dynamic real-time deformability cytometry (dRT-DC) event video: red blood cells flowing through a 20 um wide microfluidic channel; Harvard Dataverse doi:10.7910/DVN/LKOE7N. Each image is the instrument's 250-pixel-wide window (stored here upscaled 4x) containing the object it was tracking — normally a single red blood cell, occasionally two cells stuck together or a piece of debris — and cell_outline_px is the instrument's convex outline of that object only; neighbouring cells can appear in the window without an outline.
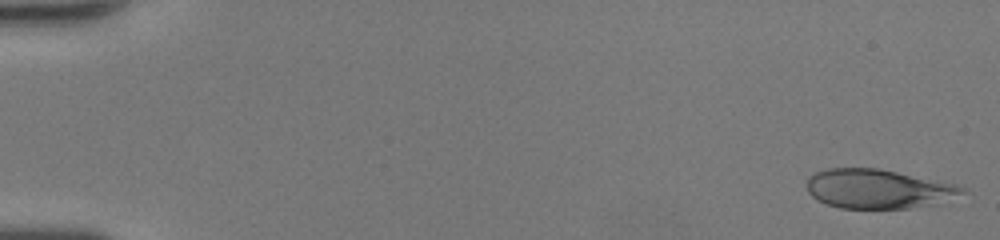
{"species": "human", "species_latin": "Homo sapiens", "temperature_condition": "room temperature", "stored_images_in_passage": 48, "camera_frame_rate_fps": 3000, "um_per_image_px": 0.085, "donor": {"sex": "female"}, "frame": {"image": 1, "passage_image": 1, "time_ms": 0.0, "image_size_px": [1000, 240], "cell_outline_px": [[964, 192], [940, 204], [908, 208], [840, 208], [816, 200], [808, 192], [808, 176], [816, 172], [828, 168], [880, 168], [956, 184], [964, 188]], "centroid_in_image_um": [74.64, 16.05], "position_along_channel_um": 10.4, "area_um2": 35.55}}
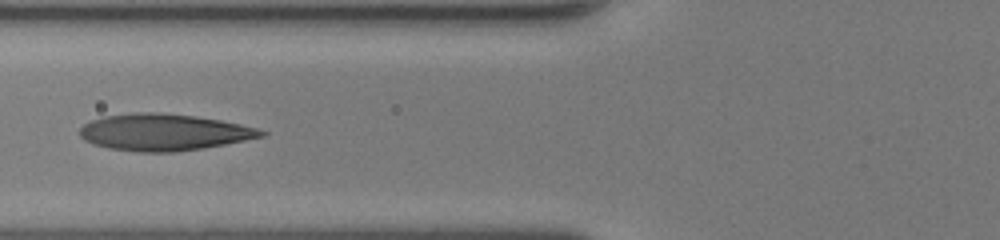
{"frame": {"image": 2, "passage_image": 20, "time_ms": 6.333, "image_size_px": [1000, 240], "cell_outline_px": [[268, 132], [264, 136], [204, 148], [172, 152], [140, 152], [108, 148], [84, 140], [80, 136], [80, 128], [84, 124], [92, 120], [104, 116], [136, 112], [156, 112], [192, 116], [220, 120], [240, 124], [256, 128]], "centroid_in_image_um": [13.91, 11.24], "position_along_channel_um": 111.9, "area_um2": 38.44}}
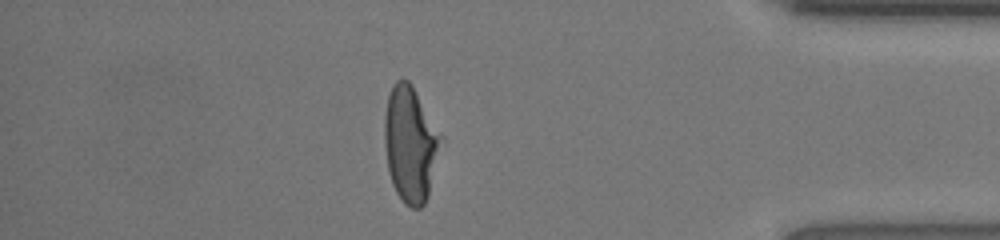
{"frame": {"image": 3, "passage_image": 42, "time_ms": 13.667, "image_size_px": [1000, 240], "cell_outline_px": [[444, 140], [428, 196], [424, 204], [420, 208], [412, 208], [404, 204], [396, 192], [392, 184], [388, 168], [384, 144], [384, 116], [388, 96], [392, 84], [400, 76], [408, 80], [412, 84]], "centroid_in_image_um": [34.88, 12.23], "position_along_channel_um": 400.3, "area_um2": 38.49}, "authors_computed_cell_mechanics": {"area_um2": 36.992, "velocity_mm_per_s": 4.3499, "shape_relaxation_time_tau1_ms": 4.1261, "shape_relaxation_time_tau2_ms": 0.9865, "deformation_change_tau1": 0.2085, "deformation_change_tau2": 0.0922}}